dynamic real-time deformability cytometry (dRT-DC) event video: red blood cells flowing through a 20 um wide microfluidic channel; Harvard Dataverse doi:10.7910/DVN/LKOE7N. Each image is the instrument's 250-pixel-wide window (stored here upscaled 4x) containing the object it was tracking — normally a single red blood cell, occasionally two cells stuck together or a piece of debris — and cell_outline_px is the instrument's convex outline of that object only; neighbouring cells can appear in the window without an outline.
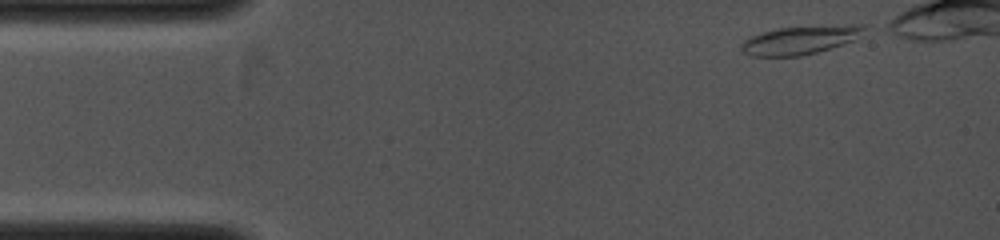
{"species": "common noctule bat (a hibernating species)", "species_latin": "Nyctalus noctula", "temperature_condition": "cold", "stored_images_in_passage": 12, "segment_of_instrument_passage": [1, 2], "camera_frame_rate_fps": 4000, "um_per_image_px": 0.085, "animal": {"sex": "female", "body_mass_g": 19.0, "forearm_length_mm": 53.3}, "frame": {"image": 1, "passage_image": 1, "time_ms": 0.0, "image_size_px": [1000, 240], "cell_outline_px": [[868, 24], [852, 40], [816, 52], [800, 56], [752, 56], [744, 52], [740, 48], [740, 44], [744, 40], [752, 36], [776, 28], [852, 24]], "centroid_in_image_um": [67.95, 3.4], "position_along_channel_um": 17.0, "area_um2": 19.88}}
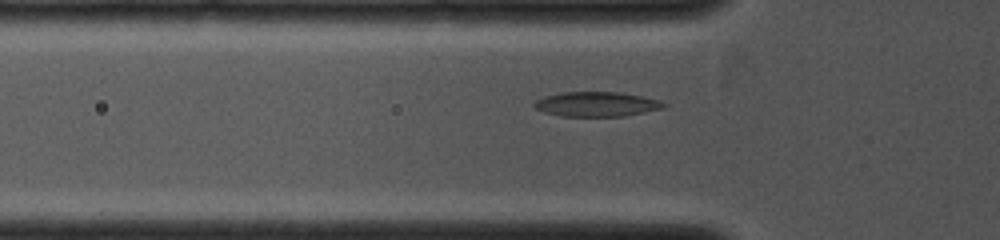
{"frame": {"image": 2, "passage_image": 8, "time_ms": 2.75, "image_size_px": [1000, 240], "cell_outline_px": [[668, 104], [664, 108], [624, 116], [560, 116], [544, 112], [536, 108], [532, 104], [536, 100], [544, 96], [564, 92], [620, 92], [660, 100]], "centroid_in_image_um": [50.71, 8.85], "position_along_channel_um": 75.1, "area_um2": 18.61}}
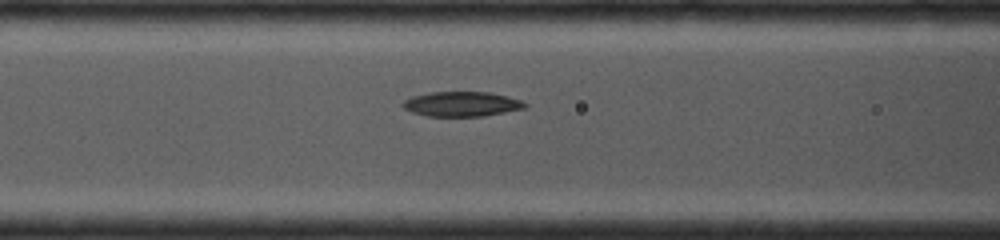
{"frame": {"image": 3, "passage_image": 10, "time_ms": 3.75, "image_size_px": [1000, 240], "cell_outline_px": [[528, 104], [524, 108], [484, 116], [428, 116], [412, 112], [404, 108], [404, 100], [412, 96], [428, 92], [488, 92], [508, 96], [520, 100]], "centroid_in_image_um": [39.25, 8.83], "position_along_channel_um": 127.4, "area_um2": 17.51}}